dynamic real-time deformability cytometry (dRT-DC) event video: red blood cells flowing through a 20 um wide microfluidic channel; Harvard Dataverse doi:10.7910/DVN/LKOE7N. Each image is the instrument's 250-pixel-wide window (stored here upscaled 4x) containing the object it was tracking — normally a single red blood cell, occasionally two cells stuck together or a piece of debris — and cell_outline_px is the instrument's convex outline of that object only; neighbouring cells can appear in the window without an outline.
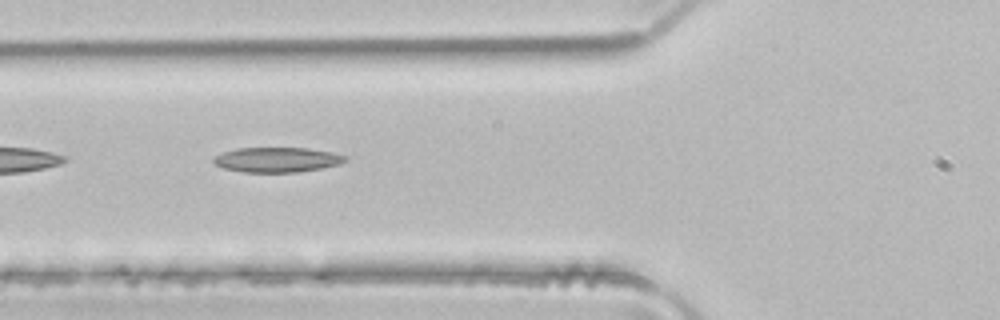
{"species": "common noctule bat (a hibernating species)", "species_latin": "Nyctalus noctula", "temperature_condition": "room temperature", "stored_images_in_passage": 6, "camera_frame_rate_fps": 3000, "um_per_image_px": 0.085, "animal": {"sex": "male", "body_mass_g": 21.5, "forearm_length_mm": 52.0}, "frame": {"image": 1, "passage_image": 5, "time_ms": 1.333, "image_size_px": [1000, 320], "cell_outline_px": [[348, 160], [340, 164], [320, 168], [296, 172], [244, 172], [224, 168], [216, 164], [212, 160], [212, 156], [236, 148], [308, 148], [328, 152], [344, 156]], "centroid_in_image_um": [23.5, 13.57], "position_along_channel_um": 102.3, "area_um2": 18.9}}
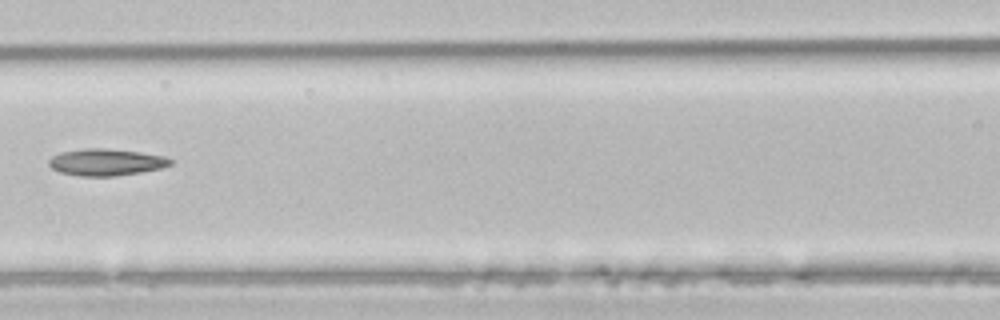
{"frame": {"image": 2, "passage_image": 6, "time_ms": 1.667, "image_size_px": [1000, 320], "cell_outline_px": [[172, 164], [160, 168], [140, 172], [116, 176], [80, 176], [60, 172], [52, 168], [48, 164], [48, 160], [52, 156], [60, 152], [84, 148], [108, 148], [140, 152], [164, 156], [172, 160]], "centroid_in_image_um": [8.99, 13.78], "position_along_channel_um": 157.6, "area_um2": 19.02}}